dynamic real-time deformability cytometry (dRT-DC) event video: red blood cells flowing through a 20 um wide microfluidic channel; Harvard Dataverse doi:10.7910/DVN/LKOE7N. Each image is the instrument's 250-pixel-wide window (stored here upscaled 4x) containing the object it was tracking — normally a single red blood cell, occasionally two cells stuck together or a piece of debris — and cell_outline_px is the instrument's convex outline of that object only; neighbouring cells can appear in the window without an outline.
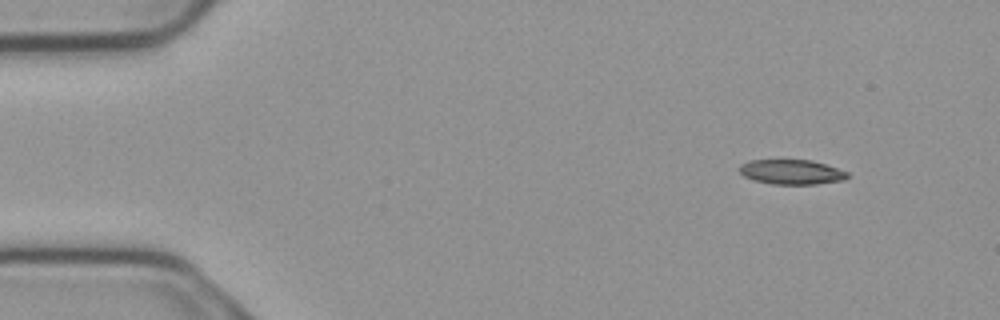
{"species": "common noctule bat (a hibernating species)", "species_latin": "Nyctalus noctula", "temperature_condition": "cold", "stored_images_in_passage": 4, "camera_frame_rate_fps": 3000, "um_per_image_px": 0.085, "animal": {"sex": "male", "body_mass_g": 23.1, "forearm_length_mm": 52.7}, "frame": {"image": 1, "passage_image": 1, "time_ms": 0.0, "image_size_px": [1000, 320], "cell_outline_px": [[848, 176], [844, 180], [816, 184], [772, 184], [752, 180], [744, 176], [740, 172], [740, 164], [752, 160], [812, 160], [848, 172]], "centroid_in_image_um": [67.27, 14.62], "position_along_channel_um": 17.7, "area_um2": 15.49}}
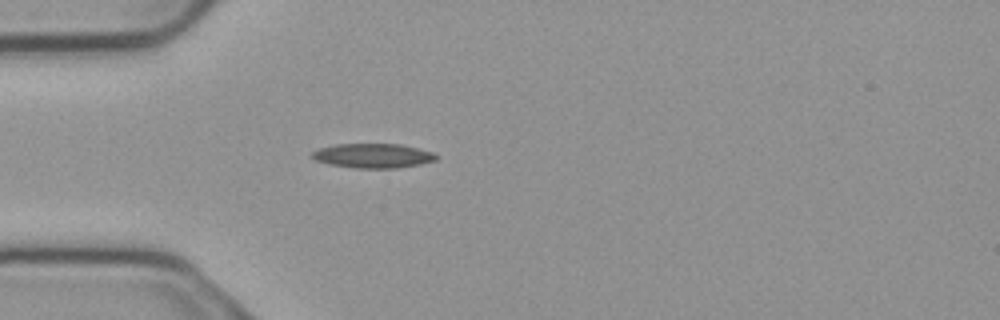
{"frame": {"image": 2, "passage_image": 4, "time_ms": 1.0, "image_size_px": [1000, 320], "cell_outline_px": [[440, 156], [436, 160], [420, 164], [396, 168], [356, 168], [328, 164], [316, 160], [312, 156], [312, 152], [320, 148], [336, 144], [400, 144], [432, 152]], "centroid_in_image_um": [31.72, 13.24], "position_along_channel_um": 53.3, "area_um2": 17.57}}